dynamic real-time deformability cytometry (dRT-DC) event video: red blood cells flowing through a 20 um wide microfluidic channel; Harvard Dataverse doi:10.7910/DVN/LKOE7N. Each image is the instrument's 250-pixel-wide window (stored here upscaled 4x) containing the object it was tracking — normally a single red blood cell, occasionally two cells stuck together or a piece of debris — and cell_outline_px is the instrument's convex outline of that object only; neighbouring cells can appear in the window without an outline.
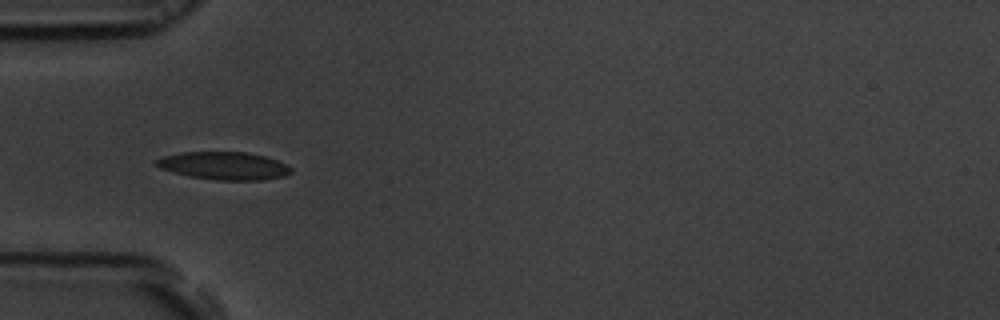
{"species": "common noctule bat (a hibernating species)", "species_latin": "Nyctalus noctula", "temperature_condition": "room temperature", "stored_images_in_passage": 31, "camera_frame_rate_fps": 3000, "um_per_image_px": 0.085, "animal": {"sex": "male", "body_mass_g": 19.5, "forearm_length_mm": 54.6}, "frame": {"image": 1, "passage_image": 1, "time_ms": 0.0, "image_size_px": [1000, 320], "cell_outline_px": [[292, 172], [284, 176], [264, 180], [216, 180], [192, 176], [160, 168], [156, 164], [156, 160], [164, 156], [184, 152], [248, 152], [264, 156], [288, 164], [292, 168]], "centroid_in_image_um": [19.12, 14.09], "position_along_channel_um": 65.9, "area_um2": 21.62}}
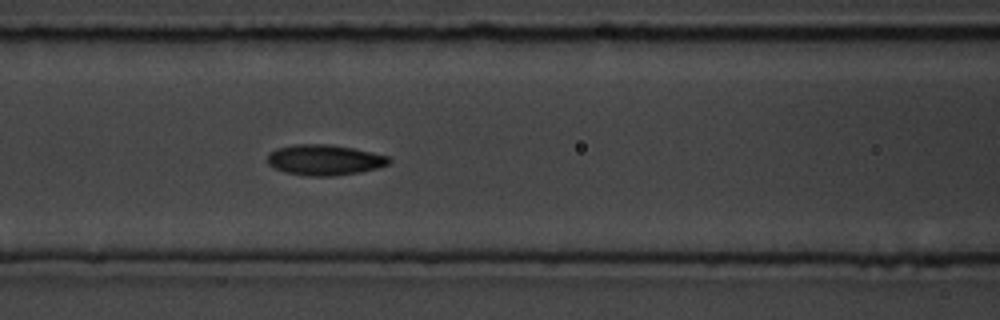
{"frame": {"image": 2, "passage_image": 7, "time_ms": 2.0, "image_size_px": [1000, 320], "cell_outline_px": [[392, 160], [388, 164], [376, 168], [360, 172], [332, 176], [308, 176], [284, 172], [268, 164], [268, 152], [276, 148], [292, 144], [328, 144], [352, 148], [372, 152], [388, 156]], "centroid_in_image_um": [27.56, 13.59], "position_along_channel_um": 139.0, "area_um2": 21.68}}
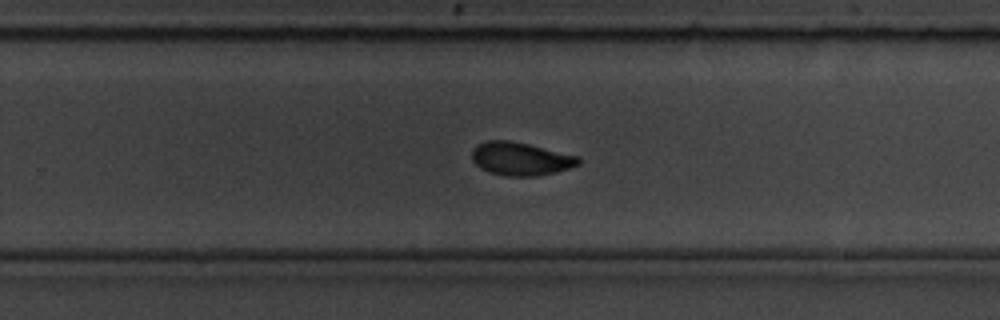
{"frame": {"image": 3, "passage_image": 19, "time_ms": 6.0, "image_size_px": [1000, 320], "cell_outline_px": [[580, 164], [556, 172], [536, 176], [504, 176], [480, 168], [472, 160], [472, 148], [476, 144], [484, 140], [508, 140], [528, 144], [580, 156]], "centroid_in_image_um": [44.24, 13.48], "position_along_channel_um": 285.6, "area_um2": 20.69}, "authors_computed_cell_mechanics": {"area_um2": 20.9814, "velocity_mm_per_s": 3.6787, "shape_relaxation_time_tau1_ms": 3.6208, "shape_relaxation_time_tau2_ms": 2.0292, "deformation_change_tau1": 0.1289, "deformation_change_tau2": 0.0687}}